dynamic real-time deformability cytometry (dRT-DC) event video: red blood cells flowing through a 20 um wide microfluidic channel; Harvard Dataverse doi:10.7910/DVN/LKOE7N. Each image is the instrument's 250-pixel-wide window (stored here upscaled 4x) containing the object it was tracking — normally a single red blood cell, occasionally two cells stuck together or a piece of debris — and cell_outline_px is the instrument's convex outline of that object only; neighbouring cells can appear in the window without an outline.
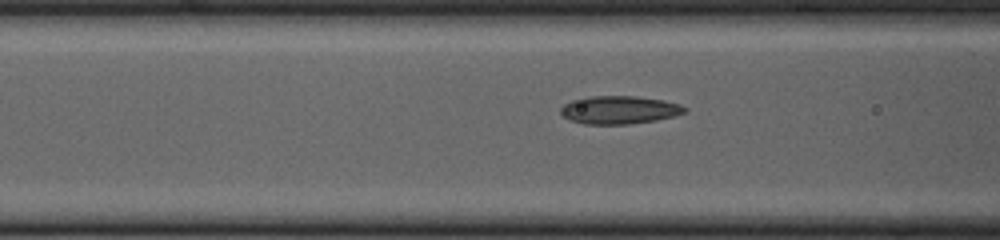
{"species": "common noctule bat (a hibernating species)", "species_latin": "Nyctalus noctula", "temperature_condition": "cold", "stored_images_in_passage": 12, "camera_frame_rate_fps": 3000, "um_per_image_px": 0.085, "animal": {"sex": "female", "body_mass_g": 23.0, "forearm_length_mm": 53.4}, "frame": {"image": 1, "passage_image": 10, "time_ms": 3.0, "image_size_px": [1000, 240], "cell_outline_px": [[688, 112], [676, 116], [656, 120], [628, 124], [584, 124], [568, 120], [560, 112], [560, 108], [564, 104], [572, 100], [584, 96], [636, 96], [664, 100], [680, 104], [688, 108]], "centroid_in_image_um": [52.66, 9.34], "position_along_channel_um": 113.9, "area_um2": 20.58}}